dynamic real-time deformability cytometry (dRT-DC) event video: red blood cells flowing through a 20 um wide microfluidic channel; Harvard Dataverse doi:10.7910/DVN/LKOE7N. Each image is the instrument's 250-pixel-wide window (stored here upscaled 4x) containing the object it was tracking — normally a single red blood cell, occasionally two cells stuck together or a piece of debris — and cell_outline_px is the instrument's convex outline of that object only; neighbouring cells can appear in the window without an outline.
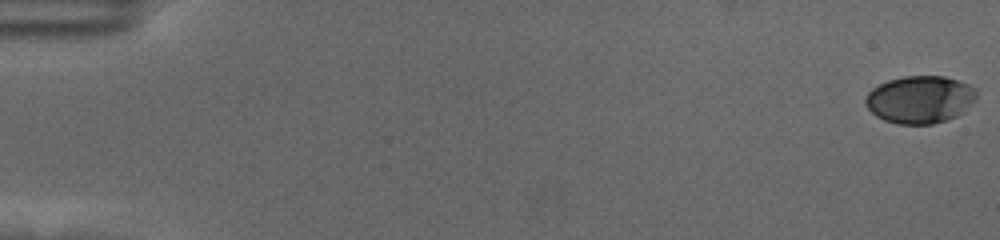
{"species": "human", "species_latin": "Homo sapiens", "temperature_condition": "cold", "stored_images_in_passage": 59, "camera_frame_rate_fps": 3000, "um_per_image_px": 0.085, "donor": {"sex": "female"}, "frame": {"image": 1, "passage_image": 1, "time_ms": 0.0, "image_size_px": [1000, 240], "cell_outline_px": [[976, 100], [964, 112], [948, 120], [932, 124], [896, 124], [884, 120], [876, 116], [864, 104], [864, 100], [868, 92], [872, 88], [888, 80], [904, 76], [944, 76], [968, 84], [976, 88]], "centroid_in_image_um": [78.2, 8.46], "position_along_channel_um": 6.8, "area_um2": 30.98}}
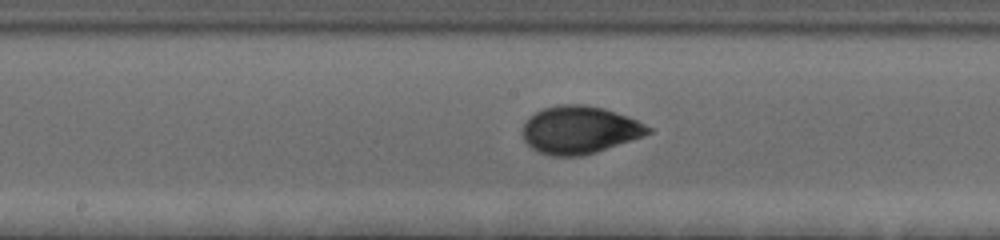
{"frame": {"image": 2, "passage_image": 32, "time_ms": 10.333, "image_size_px": [1000, 240], "cell_outline_px": [[652, 132], [644, 136], [596, 152], [580, 156], [552, 156], [540, 152], [532, 148], [524, 140], [524, 124], [528, 116], [544, 108], [556, 104], [584, 104], [604, 108], [628, 116], [652, 128]], "centroid_in_image_um": [49.27, 11.03], "position_along_channel_um": 198.9, "area_um2": 34.85}}
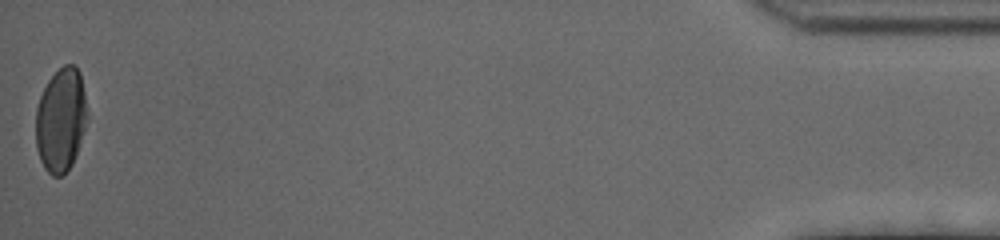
{"frame": {"image": 3, "passage_image": 59, "time_ms": 19.333, "image_size_px": [1000, 240], "cell_outline_px": [[88, 120], [72, 164], [60, 176], [52, 176], [44, 168], [40, 160], [36, 148], [36, 108], [40, 96], [48, 80], [64, 64], [76, 64], [80, 72], [88, 112]], "centroid_in_image_um": [5.18, 10.17], "position_along_channel_um": 430.0, "area_um2": 31.27}, "authors_computed_cell_mechanics": {"area_um2": 33.1194, "velocity_mm_per_s": 3.5242, "shape_relaxation_time_tau1_ms": 3.8812, "shape_relaxation_time_tau2_ms": null, "deformation_change_tau1": 0.1516, "deformation_change_tau2": null}}